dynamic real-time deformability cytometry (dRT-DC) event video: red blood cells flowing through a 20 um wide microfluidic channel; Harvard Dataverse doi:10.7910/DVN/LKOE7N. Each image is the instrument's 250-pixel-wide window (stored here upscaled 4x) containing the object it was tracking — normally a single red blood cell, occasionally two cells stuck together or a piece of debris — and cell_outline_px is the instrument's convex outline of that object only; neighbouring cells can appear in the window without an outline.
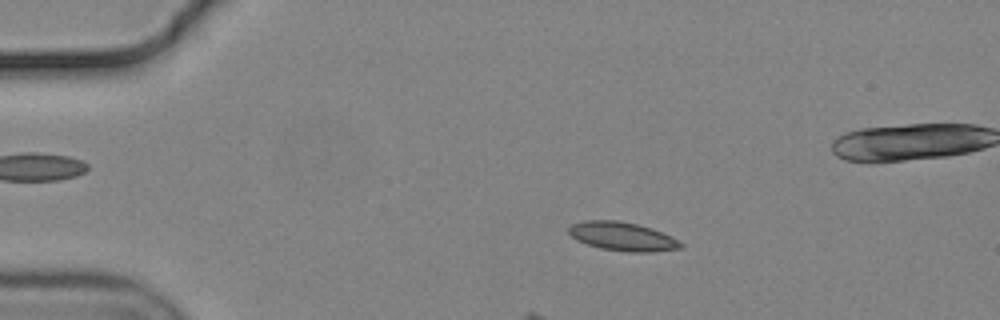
{"species": "common noctule bat (a hibernating species)", "species_latin": "Nyctalus noctula", "temperature_condition": "cold", "stored_images_in_passage": 57, "camera_frame_rate_fps": 3000, "um_per_image_px": 0.085, "animal": {"sex": "male", "body_mass_g": 19.2, "forearm_length_mm": 51.8}, "frame": {"image": 1, "passage_image": 11, "time_ms": 3.333, "image_size_px": [1000, 320], "cell_outline_px": [[684, 248], [652, 252], [628, 252], [600, 248], [576, 240], [568, 232], [568, 228], [572, 224], [584, 220], [616, 220], [636, 224], [652, 228], [672, 236], [680, 240], [684, 244]], "centroid_in_image_um": [52.95, 20.1], "position_along_channel_um": 32.0, "area_um2": 18.9}}
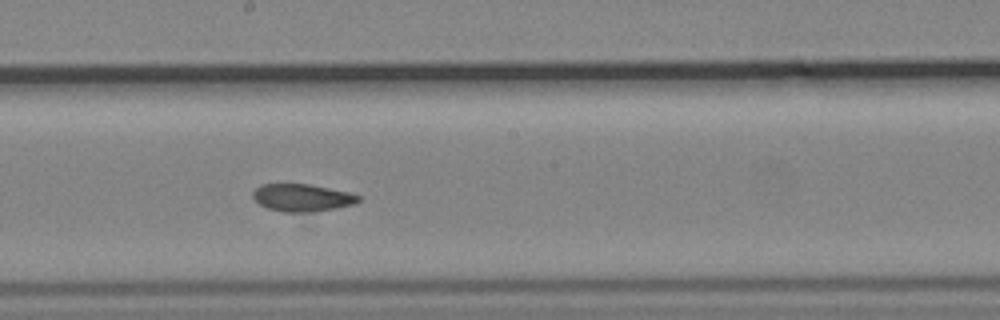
{"frame": {"image": 2, "passage_image": 31, "time_ms": 10.0, "image_size_px": [1000, 320], "cell_outline_px": [[360, 200], [352, 204], [336, 208], [312, 212], [284, 212], [268, 208], [260, 204], [252, 196], [252, 192], [260, 184], [308, 184], [348, 192], [360, 196]], "centroid_in_image_um": [25.66, 16.8], "position_along_channel_um": 222.5, "area_um2": 16.7}}
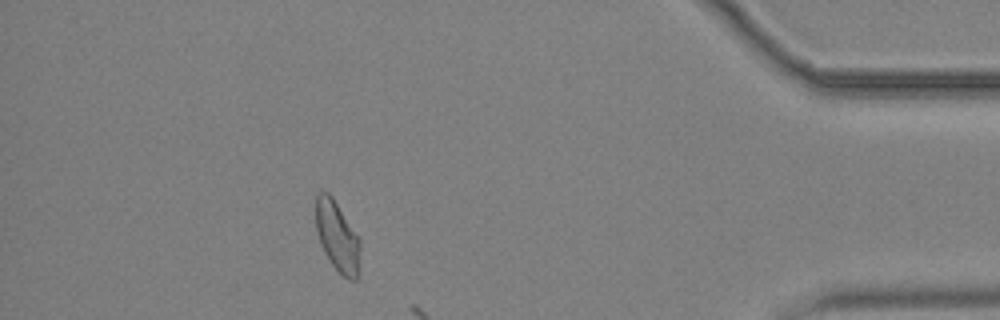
{"frame": {"image": 3, "passage_image": 50, "time_ms": 16.333, "image_size_px": [1000, 320], "cell_outline_px": [[360, 248], [356, 280], [348, 280], [332, 264], [324, 252], [320, 244], [316, 232], [316, 196], [320, 192], [328, 192], [332, 196], [360, 240]], "centroid_in_image_um": [28.65, 20.09], "position_along_channel_um": 406.6, "area_um2": 17.8}}